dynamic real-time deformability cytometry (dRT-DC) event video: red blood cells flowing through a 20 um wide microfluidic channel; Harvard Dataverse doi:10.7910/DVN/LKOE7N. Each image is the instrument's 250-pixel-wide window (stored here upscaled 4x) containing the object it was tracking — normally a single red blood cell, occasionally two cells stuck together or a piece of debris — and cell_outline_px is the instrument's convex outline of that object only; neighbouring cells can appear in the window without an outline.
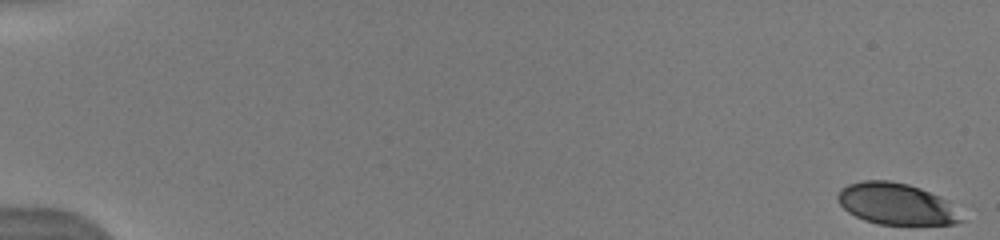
{"species": "human", "species_latin": "Homo sapiens", "temperature_condition": "warm", "stored_images_in_passage": 15, "camera_frame_rate_fps": 3000, "um_per_image_px": 0.085, "donor": {"sex": "male"}, "frame": {"image": 1, "passage_image": 1, "time_ms": 0.0, "image_size_px": [1000, 240], "cell_outline_px": [[968, 220], [956, 224], [880, 224], [864, 220], [848, 212], [840, 204], [836, 196], [840, 188], [848, 184], [864, 180], [888, 180], [908, 184], [920, 188], [940, 196], [948, 200]], "centroid_in_image_um": [76.23, 17.33], "position_along_channel_um": 8.8, "area_um2": 30.17}}
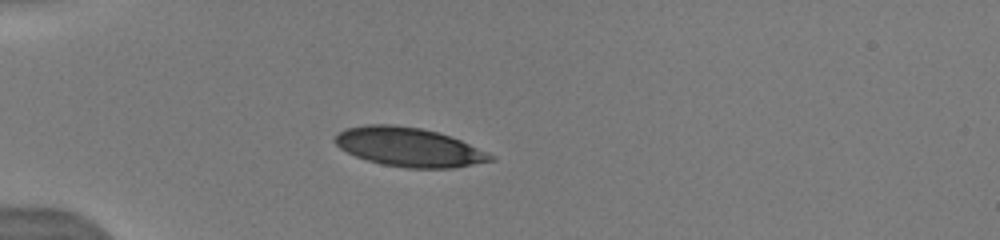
{"frame": {"image": 2, "passage_image": 11, "time_ms": 5.0, "image_size_px": [1000, 240], "cell_outline_px": [[496, 160], [452, 168], [408, 168], [384, 164], [368, 160], [356, 156], [340, 148], [332, 140], [344, 128], [364, 124], [392, 124], [420, 128], [436, 132], [460, 140], [496, 156]], "centroid_in_image_um": [34.75, 12.5], "position_along_channel_um": 50.3, "area_um2": 35.14}}
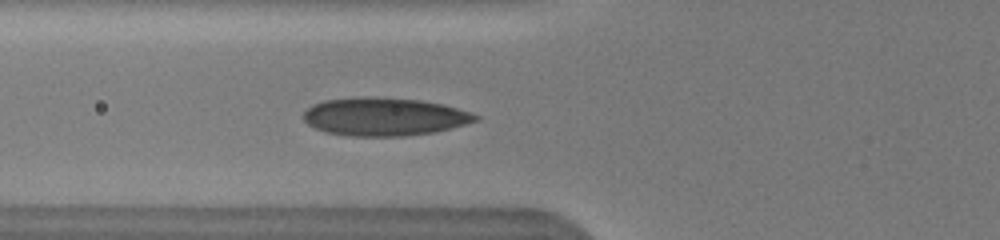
{"frame": {"image": 3, "passage_image": 15, "time_ms": 6.667, "image_size_px": [1000, 240], "cell_outline_px": [[480, 120], [432, 132], [404, 136], [352, 136], [328, 132], [316, 128], [308, 124], [304, 120], [304, 112], [312, 104], [324, 100], [360, 96], [368, 96], [420, 100], [444, 104], [480, 116]], "centroid_in_image_um": [32.64, 9.9], "position_along_channel_um": 93.2, "area_um2": 37.97}}